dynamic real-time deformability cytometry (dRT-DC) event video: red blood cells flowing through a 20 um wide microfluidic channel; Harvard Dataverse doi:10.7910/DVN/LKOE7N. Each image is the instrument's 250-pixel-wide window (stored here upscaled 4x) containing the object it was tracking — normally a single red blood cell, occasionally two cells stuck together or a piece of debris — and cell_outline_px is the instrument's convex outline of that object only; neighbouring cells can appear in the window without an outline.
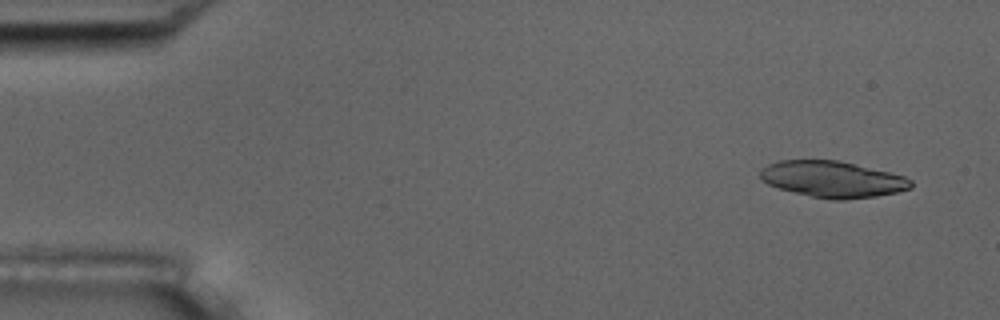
{"species": "common noctule bat (a hibernating species)", "species_latin": "Nyctalus noctula", "temperature_condition": "room temperature", "stored_images_in_passage": 5, "camera_frame_rate_fps": 3000, "um_per_image_px": 0.085, "animal": {"sex": "male", "body_mass_g": 17.5, "forearm_length_mm": 52.3}, "frame": {"image": 1, "passage_image": 2, "time_ms": 1.0, "image_size_px": [1000, 320], "cell_outline_px": [[912, 188], [896, 192], [876, 196], [844, 200], [832, 200], [812, 196], [780, 188], [768, 184], [760, 180], [760, 168], [768, 164], [780, 160], [836, 160], [888, 172], [904, 176], [912, 180]], "centroid_in_image_um": [70.74, 15.23], "position_along_channel_um": 14.3, "area_um2": 31.62}}